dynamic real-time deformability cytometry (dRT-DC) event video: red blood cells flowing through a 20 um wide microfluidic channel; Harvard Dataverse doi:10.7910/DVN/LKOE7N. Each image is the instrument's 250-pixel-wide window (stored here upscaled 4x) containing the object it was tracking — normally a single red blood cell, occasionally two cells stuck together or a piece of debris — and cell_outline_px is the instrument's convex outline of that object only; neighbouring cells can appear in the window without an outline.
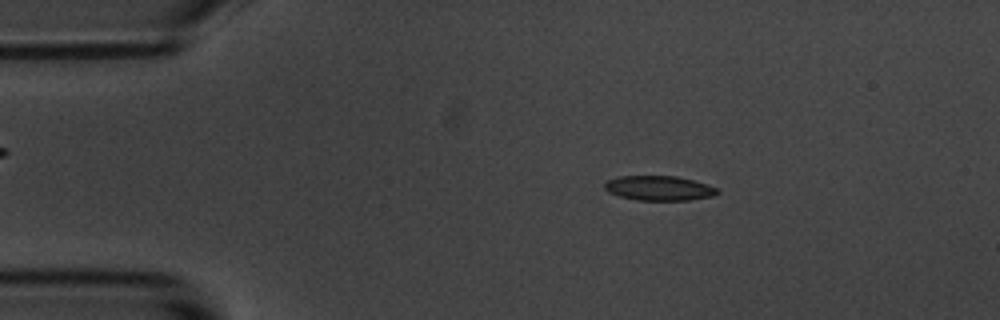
{"species": "common noctule bat (a hibernating species)", "species_latin": "Nyctalus noctula", "temperature_condition": "room temperature", "stored_images_in_passage": 53, "camera_frame_rate_fps": 3000, "um_per_image_px": 0.085, "animal": {"sex": "male", "body_mass_g": 20.1, "forearm_length_mm": 53.5}, "frame": {"image": 1, "passage_image": 8, "time_ms": 2.333, "image_size_px": [1000, 320], "cell_outline_px": [[720, 192], [712, 196], [688, 200], [636, 200], [620, 196], [608, 192], [604, 188], [604, 184], [608, 180], [620, 176], [676, 176], [692, 180], [716, 188]], "centroid_in_image_um": [55.98, 15.99], "position_along_channel_um": 29.0, "area_um2": 16.01}}
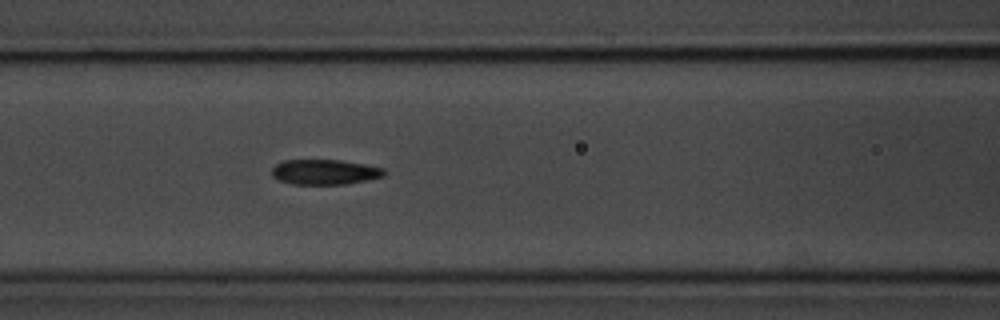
{"frame": {"image": 2, "passage_image": 21, "time_ms": 6.667, "image_size_px": [1000, 320], "cell_outline_px": [[388, 172], [384, 176], [368, 180], [344, 184], [292, 184], [280, 180], [272, 176], [272, 168], [276, 164], [284, 160], [340, 160], [364, 164], [384, 168]], "centroid_in_image_um": [27.63, 14.62], "position_along_channel_um": 139.0, "area_um2": 16.47}}
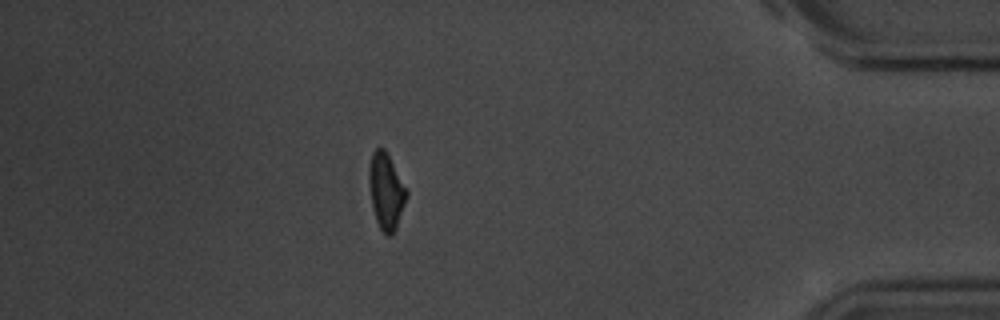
{"frame": {"image": 3, "passage_image": 46, "time_ms": 15.0, "image_size_px": [1000, 320], "cell_outline_px": [[408, 196], [396, 228], [388, 236], [380, 228], [376, 220], [372, 208], [368, 180], [368, 168], [372, 152], [376, 148], [384, 148], [408, 192]], "centroid_in_image_um": [32.8, 16.24], "position_along_channel_um": 402.4, "area_um2": 16.47}, "authors_computed_cell_mechanics": {"area_um2": 16.7042, "velocity_mm_per_s": 3.6931, "shape_relaxation_time_tau1_ms": 3.3748, "shape_relaxation_time_tau2_ms": 4.9578, "deformation_change_tau1": 0.1639, "deformation_change_tau2": 0.1358}}